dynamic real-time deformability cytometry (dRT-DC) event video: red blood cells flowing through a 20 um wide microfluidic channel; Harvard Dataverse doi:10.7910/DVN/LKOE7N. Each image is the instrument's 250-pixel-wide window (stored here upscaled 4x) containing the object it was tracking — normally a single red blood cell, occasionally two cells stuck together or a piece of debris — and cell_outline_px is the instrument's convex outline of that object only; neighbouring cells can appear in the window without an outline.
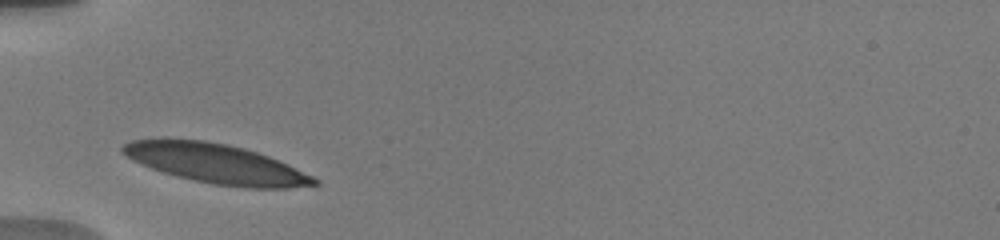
{"species": "human", "species_latin": "Homo sapiens", "temperature_condition": "warm", "stored_images_in_passage": 20, "camera_frame_rate_fps": 3000, "um_per_image_px": 0.085, "donor": {"sex": "male"}, "frame": {"image": 1, "passage_image": 2, "time_ms": 0.667, "image_size_px": [1000, 240], "cell_outline_px": [[320, 184], [288, 188], [244, 188], [216, 184], [176, 176], [152, 168], [132, 160], [120, 152], [120, 148], [124, 144], [132, 140], [164, 136], [204, 140], [244, 148], [268, 156], [288, 164], [320, 180]], "centroid_in_image_um": [18.3, 13.88], "position_along_channel_um": 66.7, "area_um2": 44.39}}
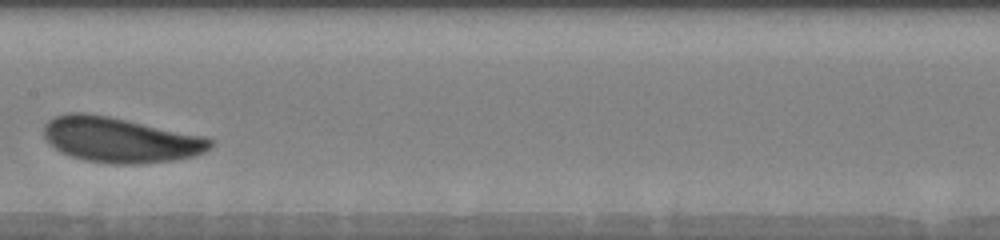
{"frame": {"image": 2, "passage_image": 7, "time_ms": 4.333, "image_size_px": [1000, 240], "cell_outline_px": [[216, 144], [204, 152], [192, 156], [172, 160], [140, 164], [112, 164], [84, 160], [60, 152], [48, 144], [44, 136], [44, 124], [48, 120], [56, 116], [68, 112], [84, 112], [108, 116], [204, 136], [216, 140]], "centroid_in_image_um": [10.2, 11.89], "position_along_channel_um": 197.2, "area_um2": 44.04}}
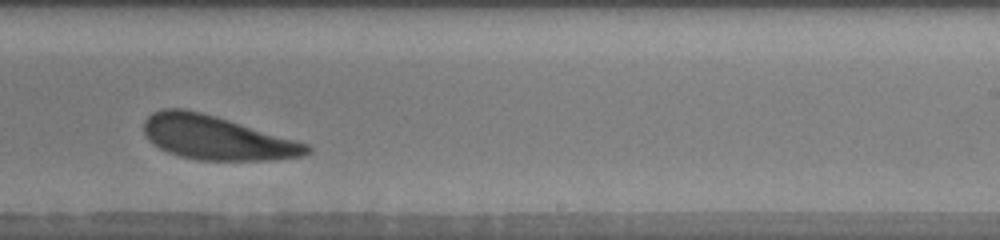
{"frame": {"image": 3, "passage_image": 10, "time_ms": 6.333, "image_size_px": [1000, 240], "cell_outline_px": [[312, 152], [304, 156], [272, 160], [196, 160], [180, 156], [168, 152], [152, 144], [148, 140], [144, 132], [144, 120], [152, 112], [164, 108], [184, 108], [216, 116], [308, 144], [312, 148]], "centroid_in_image_um": [18.39, 11.71], "position_along_channel_um": 270.6, "area_um2": 41.67}, "authors_computed_cell_mechanics": {"area_um2": 42.5408, "velocity_mm_per_s": 3.682, "shape_relaxation_time_tau1_ms": 1.2029, "shape_relaxation_time_tau2_ms": null, "deformation_change_tau1": 0.0898, "deformation_change_tau2": null}}